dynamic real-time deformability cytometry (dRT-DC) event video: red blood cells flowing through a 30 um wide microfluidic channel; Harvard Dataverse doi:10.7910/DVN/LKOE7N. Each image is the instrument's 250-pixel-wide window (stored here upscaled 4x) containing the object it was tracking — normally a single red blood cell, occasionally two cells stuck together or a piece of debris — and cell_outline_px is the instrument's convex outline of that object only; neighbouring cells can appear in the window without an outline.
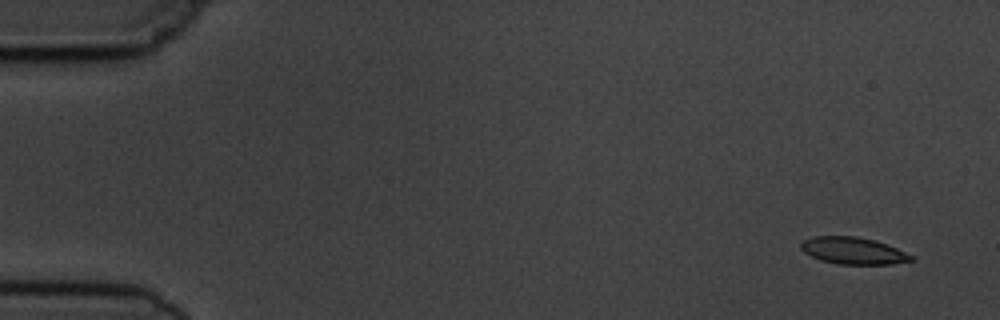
{"species": "common noctule bat (a hibernating species)", "species_latin": "Nyctalus noctula", "temperature_condition": "cold", "stored_images_in_passage": 4, "camera_frame_rate_fps": 3000, "um_per_image_px": 0.085, "animal": {"sex": "male", "body_mass_g": 19.5, "forearm_length_mm": 54.6}, "frame": {"image": 1, "passage_image": 1, "time_ms": 0.0, "image_size_px": [1000, 320], "cell_outline_px": [[916, 260], [892, 264], [836, 264], [820, 260], [804, 252], [800, 248], [800, 244], [804, 240], [812, 236], [856, 236], [872, 240], [896, 248], [916, 256]], "centroid_in_image_um": [72.53, 21.32], "position_along_channel_um": 12.5, "area_um2": 17.34}}